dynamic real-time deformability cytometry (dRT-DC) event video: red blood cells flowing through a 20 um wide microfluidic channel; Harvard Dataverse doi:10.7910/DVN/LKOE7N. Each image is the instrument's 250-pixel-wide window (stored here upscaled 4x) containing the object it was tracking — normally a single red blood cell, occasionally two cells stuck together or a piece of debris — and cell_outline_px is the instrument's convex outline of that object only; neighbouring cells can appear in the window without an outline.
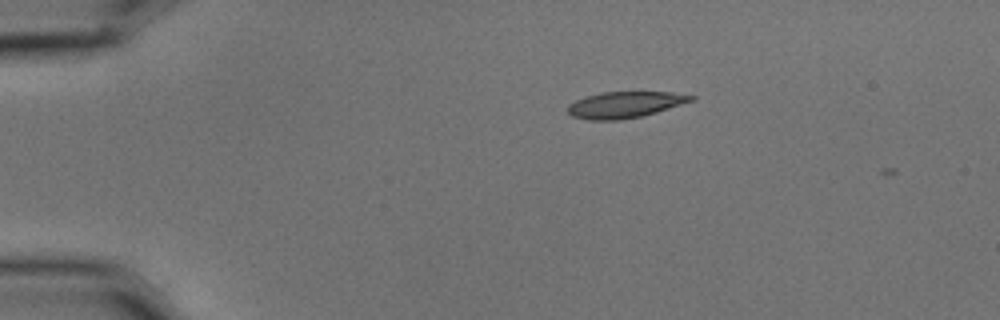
{"species": "common noctule bat (a hibernating species)", "species_latin": "Nyctalus noctula", "temperature_condition": "cold", "stored_images_in_passage": 4, "camera_frame_rate_fps": 3000, "um_per_image_px": 0.085, "animal": {"sex": "male", "body_mass_g": 15.6}, "frame": {"image": 1, "passage_image": 1, "time_ms": 0.0, "image_size_px": [1000, 320], "cell_outline_px": [[696, 100], [656, 112], [640, 116], [616, 120], [588, 120], [572, 116], [568, 112], [568, 104], [576, 100], [600, 92], [672, 92], [696, 96]], "centroid_in_image_um": [53.14, 8.89], "position_along_channel_um": 31.9, "area_um2": 18.79}}
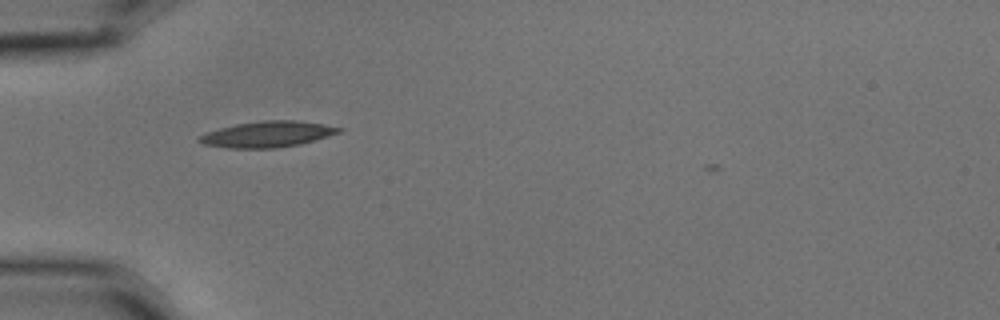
{"frame": {"image": 2, "passage_image": 3, "time_ms": 0.667, "image_size_px": [1000, 320], "cell_outline_px": [[344, 128], [340, 132], [328, 136], [300, 144], [276, 148], [228, 148], [204, 144], [196, 140], [204, 132], [236, 124], [264, 120], [296, 120], [324, 124]], "centroid_in_image_um": [22.73, 11.41], "position_along_channel_um": 62.3, "area_um2": 21.1}}
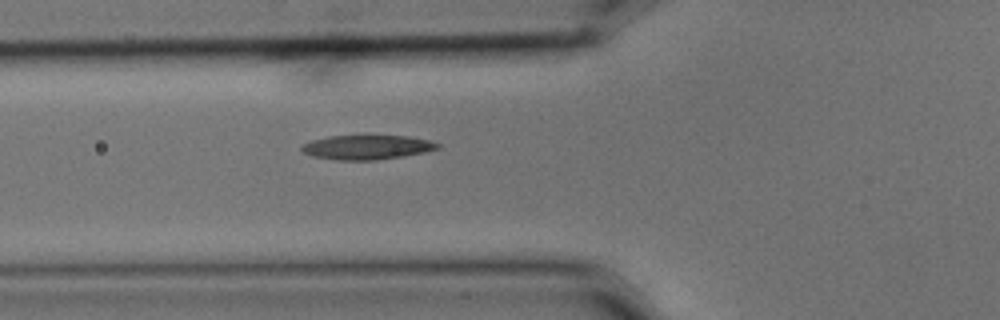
{"frame": {"image": 3, "passage_image": 4, "time_ms": 1.0, "image_size_px": [1000, 320], "cell_outline_px": [[440, 148], [424, 152], [376, 160], [336, 160], [312, 156], [304, 152], [300, 148], [300, 144], [312, 140], [328, 136], [364, 132], [368, 132], [408, 136], [428, 140], [440, 144]], "centroid_in_image_um": [31.15, 12.45], "position_along_channel_um": 94.7, "area_um2": 20.4}}